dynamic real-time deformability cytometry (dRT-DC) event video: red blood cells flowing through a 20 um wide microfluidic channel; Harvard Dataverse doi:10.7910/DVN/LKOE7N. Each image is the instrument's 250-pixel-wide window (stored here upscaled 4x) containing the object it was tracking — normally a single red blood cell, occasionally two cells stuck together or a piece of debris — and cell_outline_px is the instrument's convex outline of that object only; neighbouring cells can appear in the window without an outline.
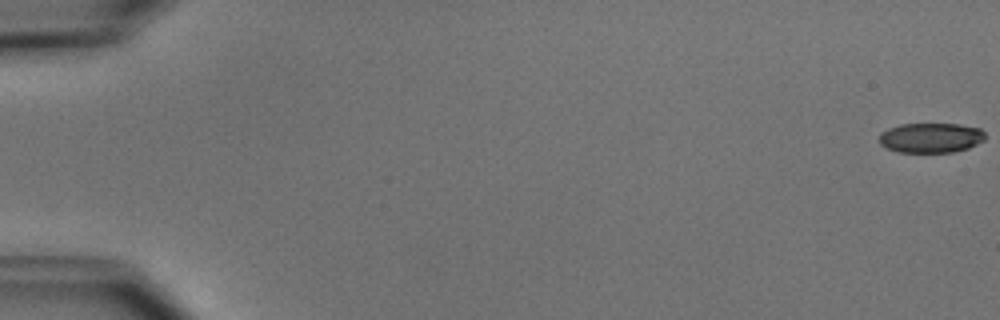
{"species": "common noctule bat (a hibernating species)", "species_latin": "Nyctalus noctula", "temperature_condition": "cold", "stored_images_in_passage": 5, "camera_frame_rate_fps": 3000, "um_per_image_px": 0.085, "animal": {"sex": "male", "body_mass_g": 15.6}, "frame": {"image": 1, "passage_image": 1, "time_ms": 0.0, "image_size_px": [1000, 320], "cell_outline_px": [[984, 140], [968, 148], [952, 152], [900, 152], [888, 148], [880, 144], [880, 132], [888, 128], [900, 124], [960, 124], [980, 128], [984, 132]], "centroid_in_image_um": [79.12, 11.7], "position_along_channel_um": 5.9, "area_um2": 18.38}}